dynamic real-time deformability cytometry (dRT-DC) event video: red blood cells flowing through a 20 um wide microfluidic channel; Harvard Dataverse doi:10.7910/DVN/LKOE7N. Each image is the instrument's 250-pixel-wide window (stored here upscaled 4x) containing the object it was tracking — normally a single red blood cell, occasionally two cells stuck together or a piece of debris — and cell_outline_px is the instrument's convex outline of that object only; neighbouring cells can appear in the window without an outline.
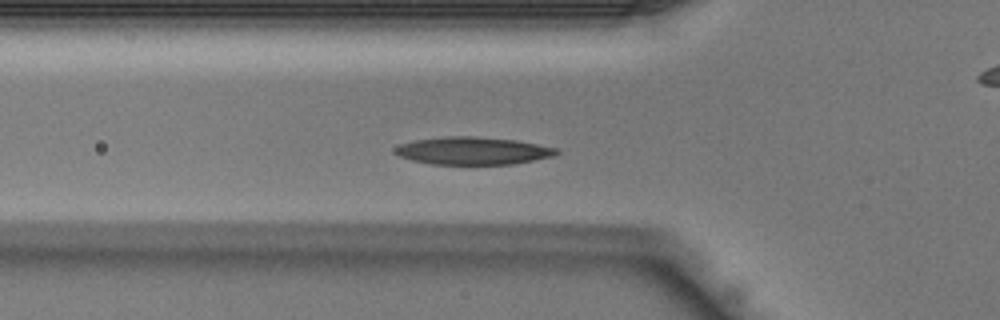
{"species": "Egyptian fruit bat (a non-hibernating species)", "species_latin": "Rousettus aegyptiacus", "temperature_condition": "warm", "stored_images_in_passage": 29, "camera_frame_rate_fps": 3000, "um_per_image_px": 0.085, "animal": {"sex": "male"}, "frame": {"image": 1, "passage_image": 10, "time_ms": 3.0, "image_size_px": [1000, 320], "cell_outline_px": [[560, 152], [552, 156], [512, 164], [432, 164], [412, 160], [400, 156], [396, 152], [396, 148], [400, 144], [416, 140], [448, 136], [472, 136], [516, 140], [556, 148]], "centroid_in_image_um": [40.2, 12.81], "position_along_channel_um": 85.6, "area_um2": 25.55}}
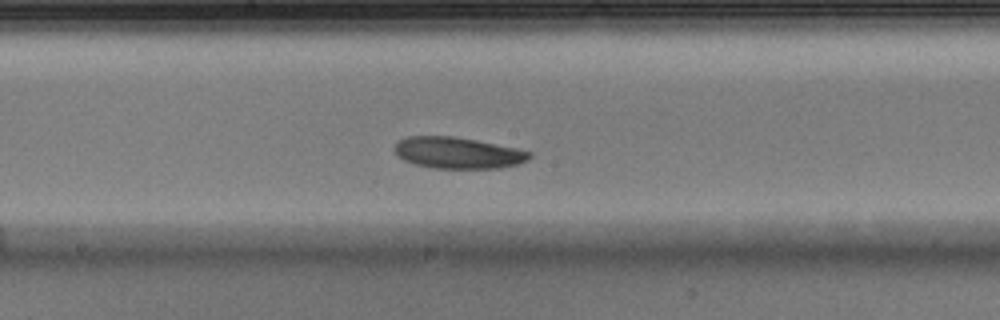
{"frame": {"image": 2, "passage_image": 18, "time_ms": 5.667, "image_size_px": [1000, 320], "cell_outline_px": [[532, 156], [528, 160], [516, 164], [496, 168], [436, 168], [416, 164], [404, 160], [396, 152], [396, 144], [400, 140], [408, 136], [452, 136], [476, 140], [516, 148], [532, 152]], "centroid_in_image_um": [38.95, 12.99], "position_along_channel_um": 209.2, "area_um2": 24.28}}
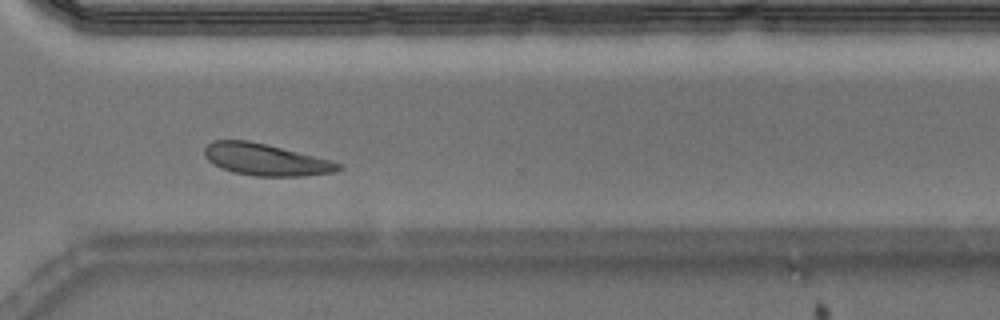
{"frame": {"image": 3, "passage_image": 27, "time_ms": 8.667, "image_size_px": [1000, 320], "cell_outline_px": [[344, 168], [336, 172], [304, 176], [256, 176], [236, 172], [224, 168], [208, 160], [204, 156], [204, 148], [212, 140], [248, 140], [344, 164]], "centroid_in_image_um": [22.6, 13.57], "position_along_channel_um": 348.0, "area_um2": 24.33}}